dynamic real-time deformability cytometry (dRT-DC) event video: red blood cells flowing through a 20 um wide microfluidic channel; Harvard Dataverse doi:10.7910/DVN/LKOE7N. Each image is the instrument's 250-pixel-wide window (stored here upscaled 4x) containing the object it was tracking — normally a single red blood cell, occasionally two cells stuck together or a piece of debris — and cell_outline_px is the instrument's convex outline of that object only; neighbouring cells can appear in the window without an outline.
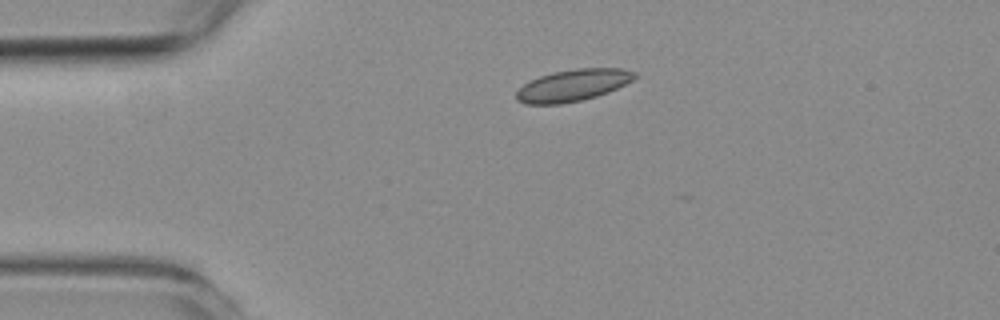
{"species": "common noctule bat (a hibernating species)", "species_latin": "Nyctalus noctula", "temperature_condition": "room temperature", "stored_images_in_passage": 6, "camera_frame_rate_fps": 3000, "um_per_image_px": 0.085, "animal": {"sex": "female", "body_mass_g": 19.3, "forearm_length_mm": 54.1}, "frame": {"image": 1, "passage_image": 1, "time_ms": 0.0, "image_size_px": [1000, 320], "cell_outline_px": [[640, 76], [608, 92], [596, 96], [580, 100], [560, 104], [528, 104], [516, 100], [516, 92], [528, 80], [552, 72], [576, 68], [620, 68], [636, 72]], "centroid_in_image_um": [48.69, 7.24], "position_along_channel_um": 36.3, "area_um2": 21.91}}